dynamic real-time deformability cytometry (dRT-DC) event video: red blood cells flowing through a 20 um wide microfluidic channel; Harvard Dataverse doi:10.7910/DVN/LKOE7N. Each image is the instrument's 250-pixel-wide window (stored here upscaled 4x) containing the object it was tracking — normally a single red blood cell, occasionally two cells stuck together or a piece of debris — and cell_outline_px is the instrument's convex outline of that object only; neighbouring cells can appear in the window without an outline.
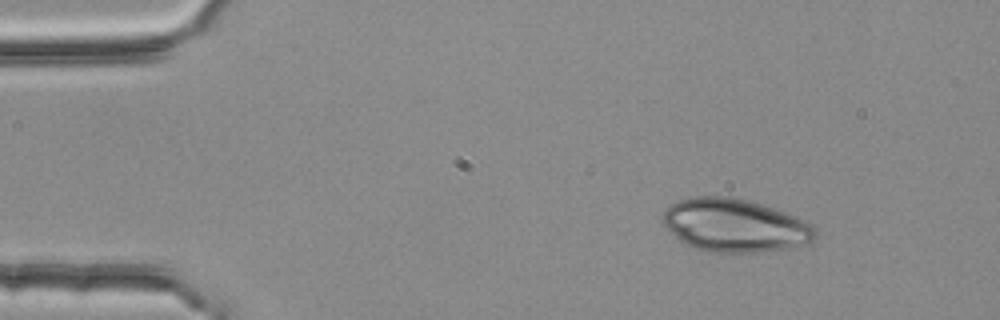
{"species": "common noctule bat (a hibernating species)", "species_latin": "Nyctalus noctula", "temperature_condition": "room temperature", "stored_images_in_passage": 2, "camera_frame_rate_fps": 3000, "um_per_image_px": 0.085, "animal": {"sex": "female", "body_mass_g": 25.1}, "frame": {"image": 1, "passage_image": 1, "time_ms": 0.0, "image_size_px": [1000, 320], "cell_outline_px": [[816, 236], [812, 240], [804, 244], [788, 248], [760, 252], [712, 252], [696, 248], [684, 244], [664, 224], [664, 212], [672, 204], [680, 200], [696, 196], [728, 196], [748, 200], [796, 216], [812, 224], [816, 228]], "centroid_in_image_um": [62.49, 19.16], "position_along_channel_um": 22.5, "area_um2": 46.7}}